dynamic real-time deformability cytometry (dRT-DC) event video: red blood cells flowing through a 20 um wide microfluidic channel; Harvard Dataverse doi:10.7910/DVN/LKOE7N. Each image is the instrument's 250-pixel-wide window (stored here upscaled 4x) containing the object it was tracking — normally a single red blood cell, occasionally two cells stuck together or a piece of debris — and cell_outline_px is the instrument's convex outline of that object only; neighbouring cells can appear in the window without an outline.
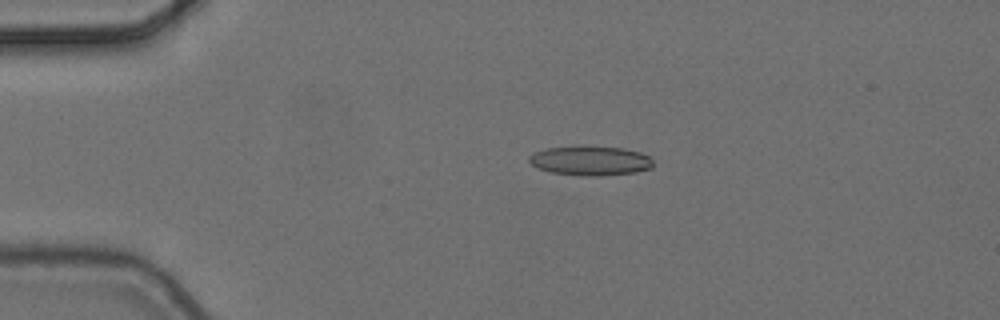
{"species": "common noctule bat (a hibernating species)", "species_latin": "Nyctalus noctula", "temperature_condition": "cold", "stored_images_in_passage": 5, "camera_frame_rate_fps": 3000, "um_per_image_px": 0.085, "animal": {"sex": "female", "body_mass_g": 24.6, "forearm_length_mm": 56.2}, "frame": {"image": 1, "passage_image": 2, "time_ms": 0.333, "image_size_px": [1000, 320], "cell_outline_px": [[652, 168], [636, 172], [600, 176], [588, 176], [552, 172], [540, 168], [532, 164], [528, 160], [528, 156], [536, 152], [548, 148], [624, 148], [640, 152], [648, 156], [652, 160]], "centroid_in_image_um": [50.23, 13.69], "position_along_channel_um": 34.8, "area_um2": 20.46}}
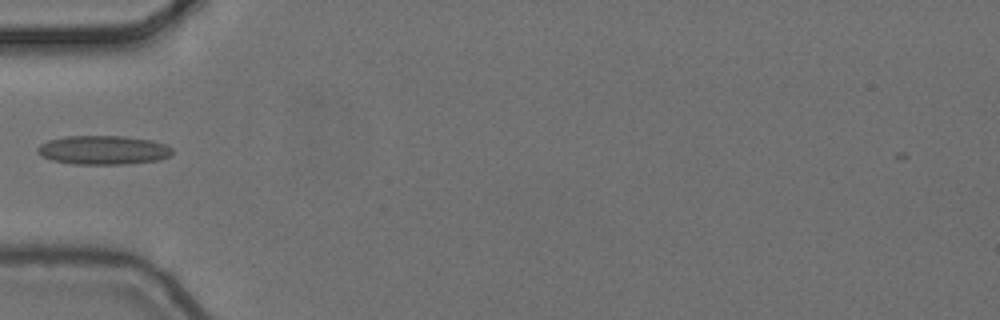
{"frame": {"image": 2, "passage_image": 4, "time_ms": 1.0, "image_size_px": [1000, 320], "cell_outline_px": [[172, 156], [156, 160], [128, 164], [72, 164], [52, 160], [40, 156], [36, 152], [36, 148], [40, 144], [48, 140], [68, 136], [124, 136], [152, 140], [164, 144], [172, 148]], "centroid_in_image_um": [8.75, 12.76], "position_along_channel_um": 76.2, "area_um2": 22.89}}
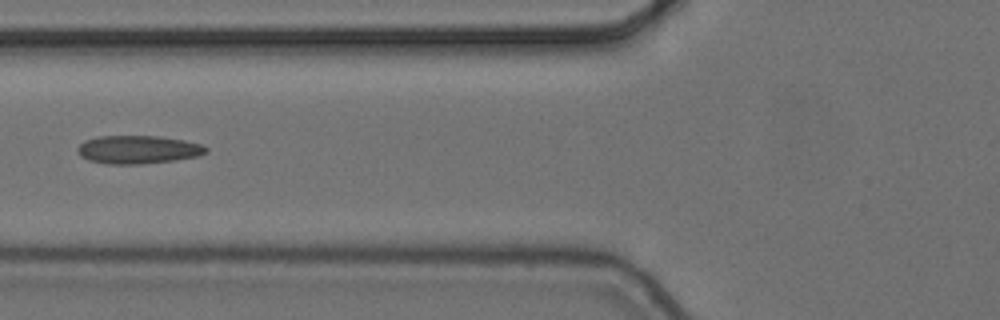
{"frame": {"image": 3, "passage_image": 5, "time_ms": 1.333, "image_size_px": [1000, 320], "cell_outline_px": [[208, 152], [196, 156], [176, 160], [140, 164], [108, 164], [88, 160], [80, 156], [76, 152], [76, 148], [84, 140], [100, 136], [160, 136], [184, 140], [200, 144], [208, 148]], "centroid_in_image_um": [11.7, 12.71], "position_along_channel_um": 114.1, "area_um2": 21.21}}